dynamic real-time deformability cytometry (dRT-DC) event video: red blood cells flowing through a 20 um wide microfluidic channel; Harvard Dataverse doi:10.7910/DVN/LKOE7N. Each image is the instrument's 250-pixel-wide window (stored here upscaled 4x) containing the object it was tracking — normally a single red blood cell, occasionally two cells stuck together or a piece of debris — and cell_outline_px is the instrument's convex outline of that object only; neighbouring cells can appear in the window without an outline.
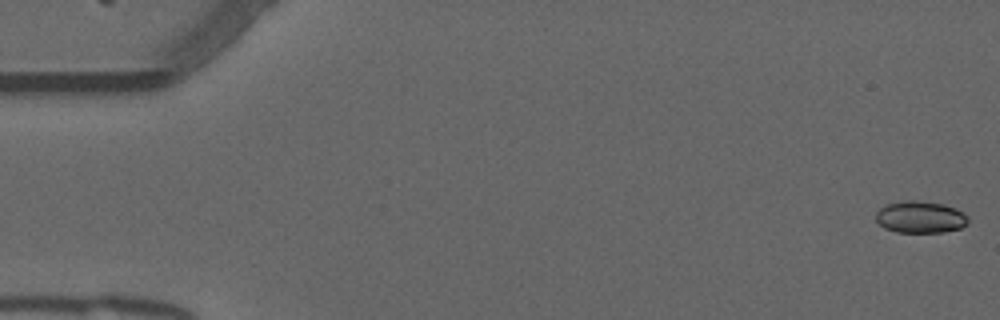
{"species": "common noctule bat (a hibernating species)", "species_latin": "Nyctalus noctula", "temperature_condition": "warm", "stored_images_in_passage": 54, "camera_frame_rate_fps": 3000, "um_per_image_px": 0.085, "animal": {"sex": "male", "forearm_length_mm": 52.5}, "frame": {"image": 1, "passage_image": 1, "time_ms": 0.0, "image_size_px": [1000, 320], "cell_outline_px": [[968, 224], [960, 228], [944, 232], [896, 232], [884, 228], [876, 220], [876, 212], [884, 204], [904, 200], [916, 200], [944, 204], [956, 208], [964, 212], [968, 216]], "centroid_in_image_um": [78.23, 18.44], "position_along_channel_um": 6.8, "area_um2": 17.4}}
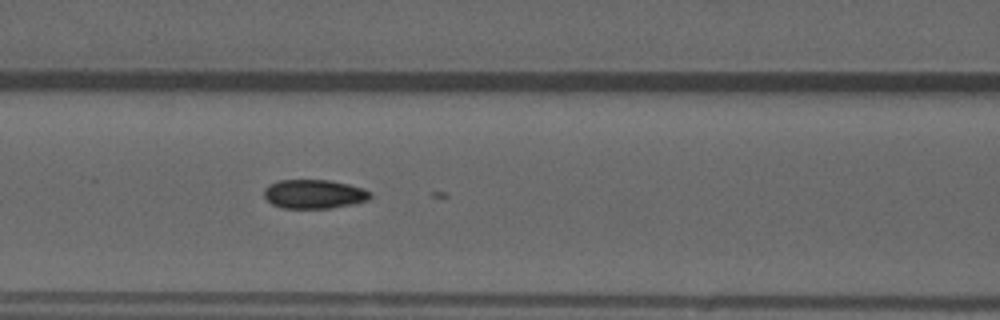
{"frame": {"image": 2, "passage_image": 23, "time_ms": 7.333, "image_size_px": [1000, 320], "cell_outline_px": [[372, 196], [368, 200], [356, 204], [332, 208], [284, 208], [272, 204], [264, 196], [264, 188], [268, 184], [280, 180], [332, 180], [364, 188], [372, 192]], "centroid_in_image_um": [26.74, 16.49], "position_along_channel_um": 139.9, "area_um2": 18.21}}
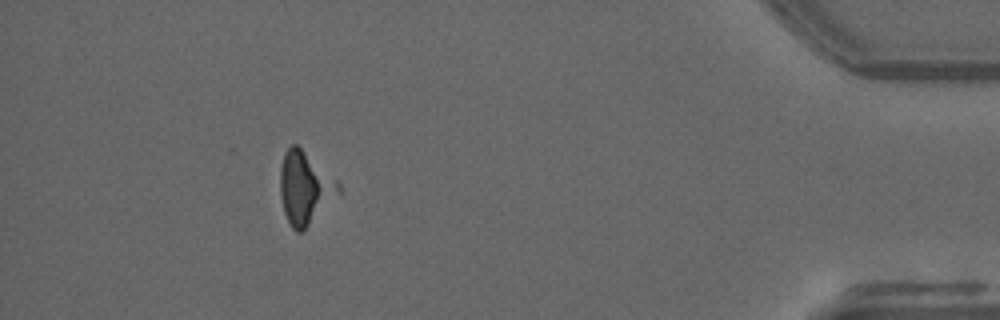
{"frame": {"image": 3, "passage_image": 49, "time_ms": 16.0, "image_size_px": [1000, 320], "cell_outline_px": [[344, 192], [300, 232], [296, 232], [292, 228], [284, 212], [280, 196], [280, 168], [284, 152], [292, 144], [296, 144], [336, 180], [340, 184]], "centroid_in_image_um": [25.93, 15.98], "position_along_channel_um": 409.3, "area_um2": 24.51}}